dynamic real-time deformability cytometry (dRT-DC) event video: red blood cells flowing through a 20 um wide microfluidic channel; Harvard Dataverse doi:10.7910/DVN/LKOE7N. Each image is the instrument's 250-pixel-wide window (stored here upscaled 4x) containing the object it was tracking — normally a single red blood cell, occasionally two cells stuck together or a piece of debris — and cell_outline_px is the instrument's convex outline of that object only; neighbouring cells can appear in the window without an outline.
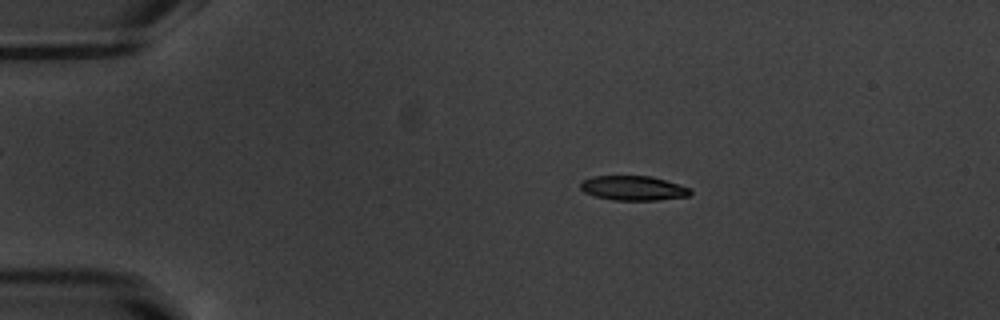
{"species": "common noctule bat (a hibernating species)", "species_latin": "Nyctalus noctula", "temperature_condition": "warm", "stored_images_in_passage": 48, "camera_frame_rate_fps": 3000, "um_per_image_px": 0.085, "animal": {"sex": "male", "body_mass_g": 20.1, "forearm_length_mm": 53.5}, "frame": {"image": 1, "passage_image": 6, "time_ms": 1.667, "image_size_px": [1000, 320], "cell_outline_px": [[692, 192], [688, 196], [656, 200], [612, 200], [596, 196], [584, 192], [580, 188], [580, 184], [584, 180], [592, 176], [652, 176], [692, 188]], "centroid_in_image_um": [53.85, 15.99], "position_along_channel_um": 31.2, "area_um2": 15.72}}
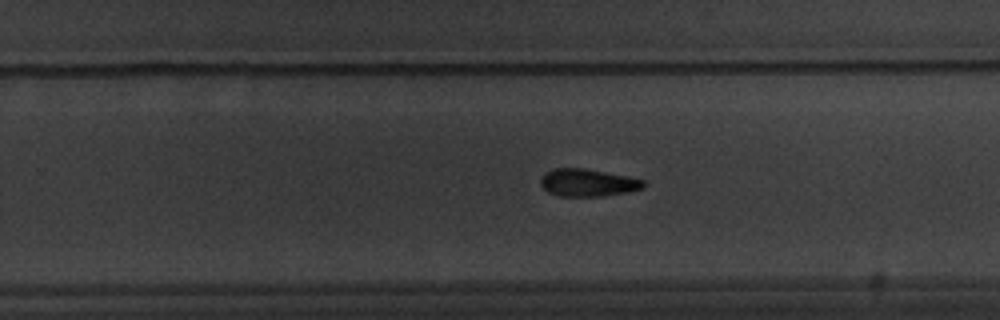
{"frame": {"image": 2, "passage_image": 30, "time_ms": 9.667, "image_size_px": [1000, 320], "cell_outline_px": [[644, 188], [628, 192], [604, 196], [560, 196], [548, 192], [540, 184], [540, 180], [544, 172], [552, 168], [584, 168], [628, 176], [644, 180]], "centroid_in_image_um": [49.95, 15.52], "position_along_channel_um": 279.9, "area_um2": 16.59}}
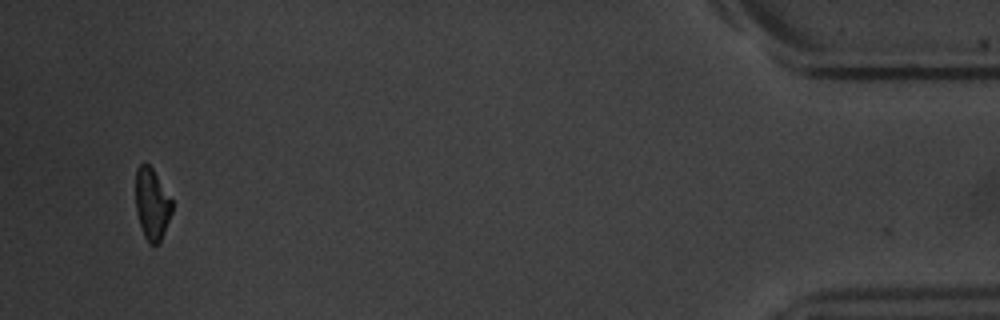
{"frame": {"image": 3, "passage_image": 47, "time_ms": 15.333, "image_size_px": [1000, 320], "cell_outline_px": [[172, 212], [160, 244], [148, 244], [144, 236], [136, 212], [136, 168], [144, 160], [152, 168], [172, 200]], "centroid_in_image_um": [12.91, 17.35], "position_along_channel_um": 422.3, "area_um2": 15.26}, "authors_computed_cell_mechanics": {"area_um2": 16.7042, "velocity_mm_per_s": 3.818, "shape_relaxation_time_tau1_ms": 2.5008, "shape_relaxation_time_tau2_ms": 11.1994, "deformation_change_tau1": 0.1514, "deformation_change_tau2": 0.2114}}